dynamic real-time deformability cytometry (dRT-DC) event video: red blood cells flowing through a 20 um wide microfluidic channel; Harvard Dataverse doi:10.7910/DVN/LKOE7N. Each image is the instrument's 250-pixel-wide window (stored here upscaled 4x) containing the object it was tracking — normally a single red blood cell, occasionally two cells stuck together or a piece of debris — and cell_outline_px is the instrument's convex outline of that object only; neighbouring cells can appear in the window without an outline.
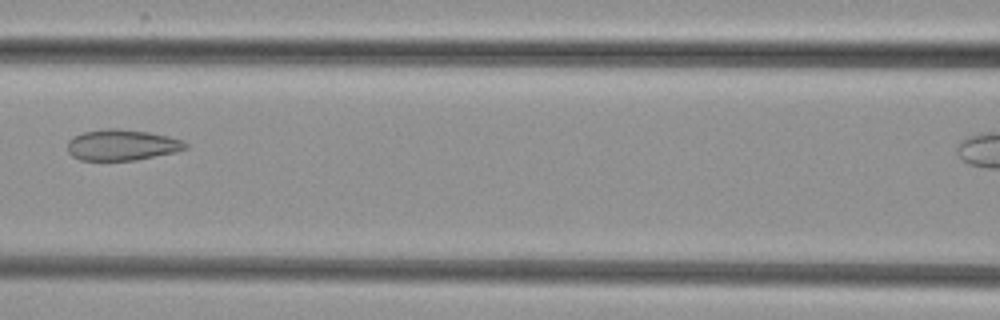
{"species": "common noctule bat (a hibernating species)", "species_latin": "Nyctalus noctula", "temperature_condition": "cold", "stored_images_in_passage": 6, "camera_frame_rate_fps": 3000, "um_per_image_px": 0.085, "animal": {"sex": "female", "body_mass_g": 29.2, "forearm_length_mm": 56.3}, "frame": {"image": 1, "passage_image": 5, "time_ms": 4.667, "image_size_px": [1000, 320], "cell_outline_px": [[188, 148], [176, 152], [136, 160], [80, 160], [72, 156], [68, 152], [68, 140], [84, 132], [104, 128], [116, 128], [148, 132], [168, 136], [184, 140], [188, 144]], "centroid_in_image_um": [10.39, 12.32], "position_along_channel_um": 156.2, "area_um2": 21.33}}